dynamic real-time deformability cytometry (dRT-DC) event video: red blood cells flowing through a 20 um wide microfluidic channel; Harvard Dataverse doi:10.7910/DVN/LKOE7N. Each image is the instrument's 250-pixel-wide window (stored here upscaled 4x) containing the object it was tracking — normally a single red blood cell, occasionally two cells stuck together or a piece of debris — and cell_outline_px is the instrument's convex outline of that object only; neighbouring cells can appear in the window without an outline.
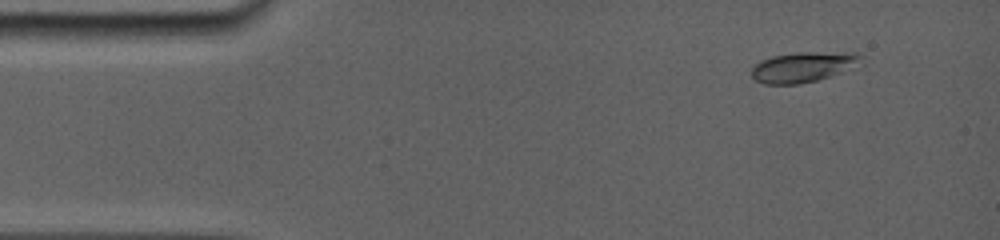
{"species": "common noctule bat (a hibernating species)", "species_latin": "Nyctalus noctula", "temperature_condition": "room temperature", "stored_images_in_passage": 32, "camera_frame_rate_fps": 5000, "um_per_image_px": 0.085, "animal": {"sex": "female", "body_mass_g": 19.0, "forearm_length_mm": 56.7}, "frame": {"image": 1, "passage_image": 1, "time_ms": 0.0, "image_size_px": [1000, 240], "cell_outline_px": [[864, 56], [840, 72], [816, 80], [796, 84], [764, 84], [752, 80], [752, 68], [760, 60], [772, 56], [796, 52], [856, 52]], "centroid_in_image_um": [68.15, 5.68], "position_along_channel_um": 16.9, "area_um2": 18.9}}
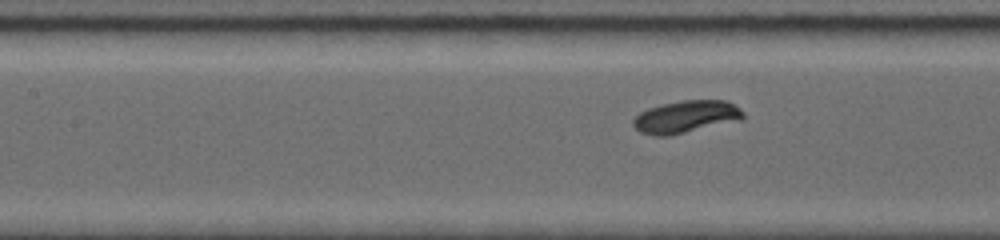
{"frame": {"image": 2, "passage_image": 19, "time_ms": 5.6, "image_size_px": [1000, 240], "cell_outline_px": [[744, 120], [672, 136], [652, 136], [640, 132], [632, 124], [632, 120], [640, 112], [648, 108], [660, 104], [684, 100], [728, 100], [740, 108], [744, 112]], "centroid_in_image_um": [58.34, 9.94], "position_along_channel_um": 149.1, "area_um2": 21.33}}
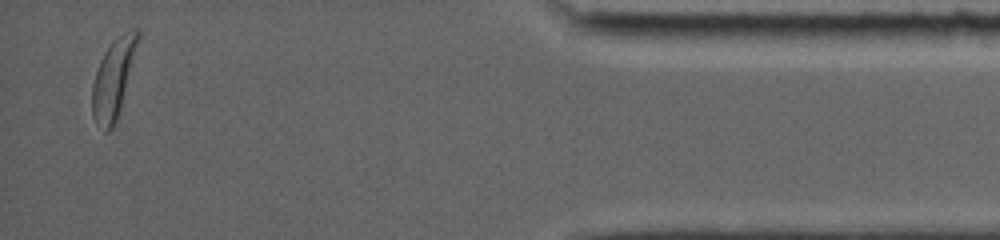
{"frame": {"image": 3, "passage_image": 32, "time_ms": 14.2, "image_size_px": [1000, 240], "cell_outline_px": [[140, 36], [120, 112], [112, 128], [108, 132], [104, 132], [96, 124], [92, 116], [92, 84], [100, 60], [104, 52], [112, 40], [124, 32], [136, 28], [140, 28]], "centroid_in_image_um": [9.64, 6.69], "position_along_channel_um": 425.6, "area_um2": 21.1}, "authors_computed_cell_mechanics": {"area_um2": 19.7387, "velocity_mm_per_s": 3.8227, "shape_relaxation_time_tau1_ms": 1.0879, "shape_relaxation_time_tau2_ms": null, "deformation_change_tau1": 0.0565, "deformation_change_tau2": null}}